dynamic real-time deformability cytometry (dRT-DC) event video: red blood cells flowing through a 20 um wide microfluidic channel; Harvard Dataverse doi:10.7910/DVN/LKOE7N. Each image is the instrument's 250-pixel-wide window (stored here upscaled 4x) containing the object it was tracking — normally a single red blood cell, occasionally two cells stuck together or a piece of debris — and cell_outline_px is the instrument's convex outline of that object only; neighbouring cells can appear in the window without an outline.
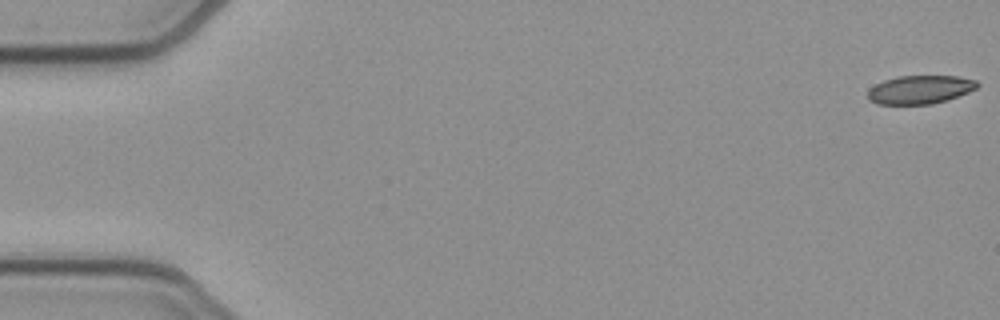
{"species": "common noctule bat (a hibernating species)", "species_latin": "Nyctalus noctula", "temperature_condition": "cold", "stored_images_in_passage": 53, "camera_frame_rate_fps": 3000, "um_per_image_px": 0.085, "animal": {"sex": "female", "body_mass_g": 21.9}, "frame": {"image": 1, "passage_image": 1, "time_ms": 0.0, "image_size_px": [1000, 320], "cell_outline_px": [[980, 84], [976, 88], [968, 92], [948, 100], [932, 104], [876, 104], [868, 100], [868, 88], [884, 80], [896, 76], [960, 76], [976, 80]], "centroid_in_image_um": [78.19, 7.61], "position_along_channel_um": 6.8, "area_um2": 18.32}}
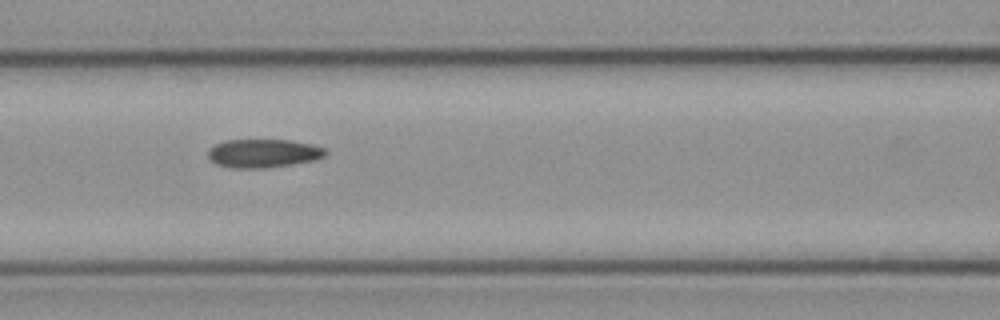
{"frame": {"image": 2, "passage_image": 23, "time_ms": 7.333, "image_size_px": [1000, 320], "cell_outline_px": [[328, 152], [324, 156], [316, 160], [268, 168], [232, 168], [216, 164], [208, 160], [208, 148], [224, 140], [288, 140], [312, 144], [324, 148]], "centroid_in_image_um": [22.36, 13.04], "position_along_channel_um": 144.2, "area_um2": 19.71}}
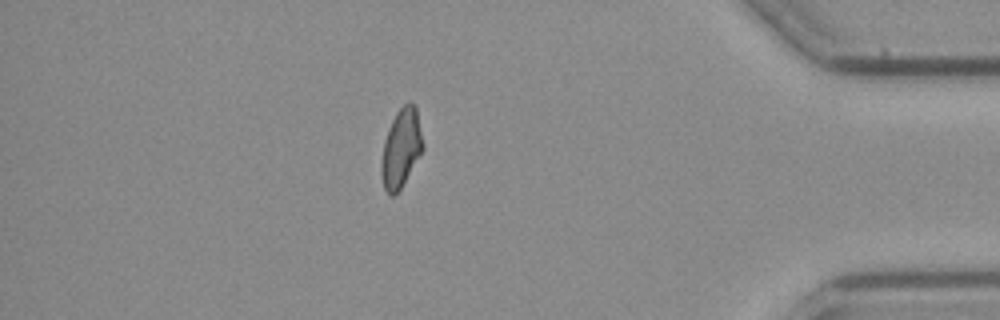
{"frame": {"image": 3, "passage_image": 46, "time_ms": 15.0, "image_size_px": [1000, 320], "cell_outline_px": [[424, 148], [400, 188], [392, 196], [388, 196], [384, 188], [380, 172], [380, 164], [384, 140], [388, 128], [396, 112], [408, 100], [412, 100], [416, 108]], "centroid_in_image_um": [34.07, 12.57], "position_along_channel_um": 401.1, "area_um2": 18.96}, "authors_computed_cell_mechanics": {"area_um2": 19.4786, "velocity_mm_per_s": 3.9054, "shape_relaxation_time_tau1_ms": null, "shape_relaxation_time_tau2_ms": 6.874, "deformation_change_tau1": null, "deformation_change_tau2": 0.1245}}